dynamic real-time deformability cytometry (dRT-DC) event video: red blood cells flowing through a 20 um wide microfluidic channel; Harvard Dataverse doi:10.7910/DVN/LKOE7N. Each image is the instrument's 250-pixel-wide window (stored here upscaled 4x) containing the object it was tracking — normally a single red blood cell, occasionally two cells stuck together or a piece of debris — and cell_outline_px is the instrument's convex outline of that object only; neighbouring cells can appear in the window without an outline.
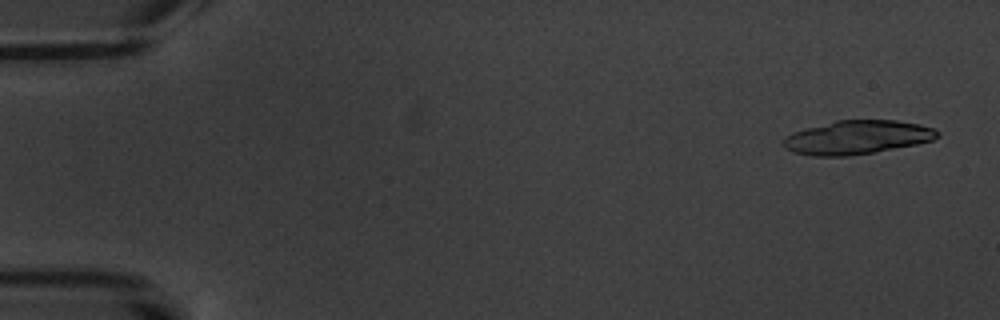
{"species": "common noctule bat (a hibernating species)", "species_latin": "Nyctalus noctula", "temperature_condition": "warm", "stored_images_in_passage": 16, "camera_frame_rate_fps": 3000, "um_per_image_px": 0.085, "animal": {"sex": "male", "body_mass_g": 20.1, "forearm_length_mm": 53.5}, "frame": {"image": 1, "passage_image": 1, "time_ms": 0.0, "image_size_px": [1000, 320], "cell_outline_px": [[940, 136], [932, 140], [916, 144], [872, 152], [848, 156], [812, 156], [792, 152], [784, 148], [784, 136], [792, 132], [804, 128], [836, 120], [896, 120], [920, 124], [932, 128], [940, 132]], "centroid_in_image_um": [72.82, 11.67], "position_along_channel_um": 12.2, "area_um2": 30.35}, "authors_computed_cell_mechanics": {"area_um2": 19.1896, "velocity_mm_per_s": 3.446, "shape_relaxation_time_tau1_ms": 5.842, "shape_relaxation_time_tau2_ms": 2.6163, "deformation_change_tau1": 0.1693, "deformation_change_tau2": 0.085}}